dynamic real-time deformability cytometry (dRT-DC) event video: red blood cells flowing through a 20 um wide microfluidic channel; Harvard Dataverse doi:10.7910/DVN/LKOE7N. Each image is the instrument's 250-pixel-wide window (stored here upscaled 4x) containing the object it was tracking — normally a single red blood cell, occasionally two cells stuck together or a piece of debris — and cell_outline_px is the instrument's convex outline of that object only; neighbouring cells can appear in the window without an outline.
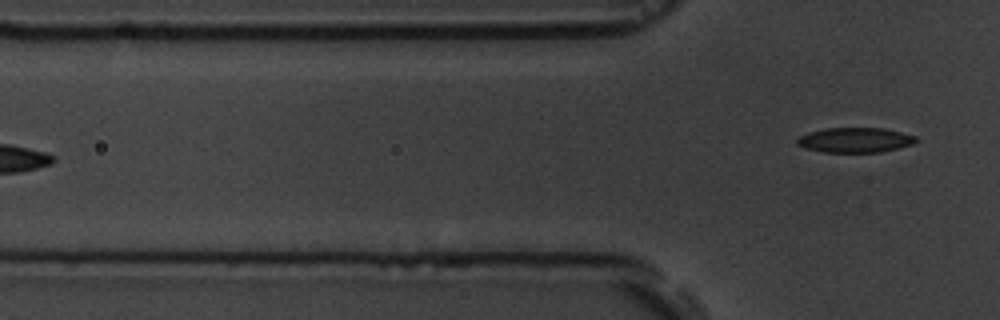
{"species": "common noctule bat (a hibernating species)", "species_latin": "Nyctalus noctula", "temperature_condition": "room temperature", "stored_images_in_passage": 5, "camera_frame_rate_fps": 3000, "um_per_image_px": 0.085, "animal": {"sex": "male", "body_mass_g": 19.5, "forearm_length_mm": 54.6}, "frame": {"image": 1, "passage_image": 5, "time_ms": 4.667, "image_size_px": [1000, 320], "cell_outline_px": [[916, 140], [912, 144], [880, 152], [824, 152], [804, 148], [796, 144], [796, 140], [800, 136], [808, 132], [824, 128], [884, 128], [916, 136]], "centroid_in_image_um": [72.63, 11.9], "position_along_channel_um": 53.2, "area_um2": 17.17}}